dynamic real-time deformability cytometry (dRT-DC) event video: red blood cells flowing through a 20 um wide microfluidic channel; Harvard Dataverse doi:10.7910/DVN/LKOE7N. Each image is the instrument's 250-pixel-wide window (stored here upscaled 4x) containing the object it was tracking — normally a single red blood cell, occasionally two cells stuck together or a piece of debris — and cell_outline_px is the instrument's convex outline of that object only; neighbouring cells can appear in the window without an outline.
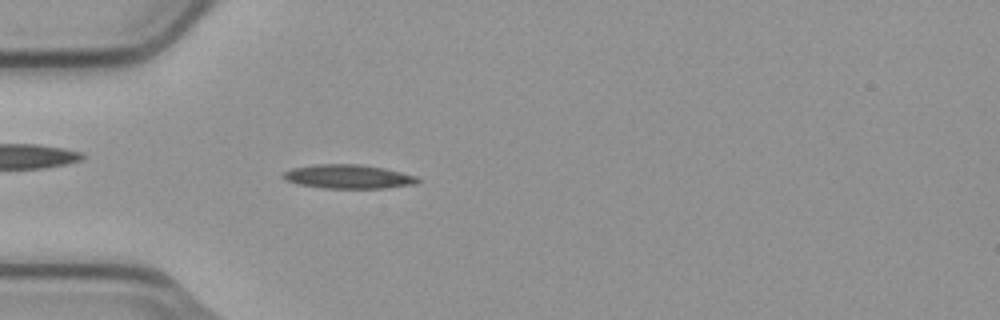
{"species": "common noctule bat (a hibernating species)", "species_latin": "Nyctalus noctula", "temperature_condition": "cold", "stored_images_in_passage": 44, "camera_frame_rate_fps": 3000, "um_per_image_px": 0.085, "animal": {"sex": "male", "body_mass_g": 23.1, "forearm_length_mm": 52.7}, "frame": {"image": 1, "passage_image": 14, "time_ms": 4.333, "image_size_px": [1000, 320], "cell_outline_px": [[420, 180], [416, 184], [384, 188], [324, 188], [296, 184], [284, 180], [280, 176], [284, 172], [292, 168], [316, 164], [360, 164], [384, 168], [416, 176]], "centroid_in_image_um": [29.55, 15.01], "position_along_channel_um": 55.4, "area_um2": 18.84}}
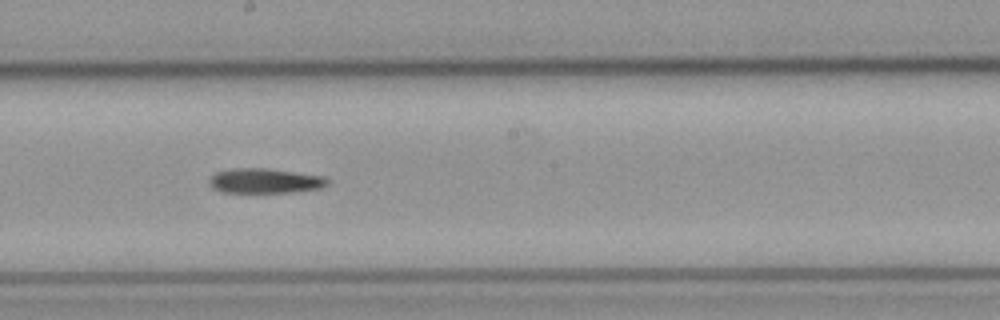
{"frame": {"image": 2, "passage_image": 28, "time_ms": 9.0, "image_size_px": [1000, 320], "cell_outline_px": [[328, 184], [320, 188], [292, 192], [224, 192], [212, 188], [208, 184], [208, 180], [216, 172], [232, 168], [268, 168], [324, 176], [328, 180]], "centroid_in_image_um": [22.49, 15.36], "position_along_channel_um": 225.7, "area_um2": 17.11}}
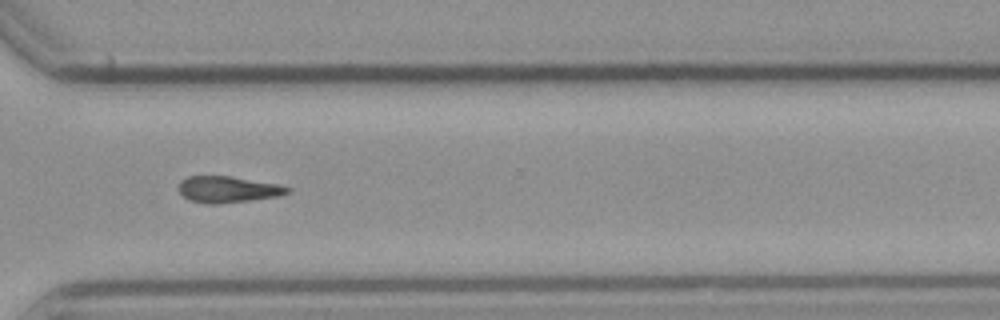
{"frame": {"image": 3, "passage_image": 38, "time_ms": 12.333, "image_size_px": [1000, 320], "cell_outline_px": [[292, 188], [288, 192], [276, 196], [248, 200], [216, 204], [208, 204], [188, 200], [176, 188], [180, 180], [188, 176], [232, 176], [280, 184]], "centroid_in_image_um": [19.32, 16.08], "position_along_channel_um": 351.3, "area_um2": 16.76}, "authors_computed_cell_mechanics": {"area_um2": 17.3689, "velocity_mm_per_s": 3.7818, "shape_relaxation_time_tau1_ms": 11.2692, "shape_relaxation_time_tau2_ms": null, "deformation_change_tau1": 0.2272, "deformation_change_tau2": null}}